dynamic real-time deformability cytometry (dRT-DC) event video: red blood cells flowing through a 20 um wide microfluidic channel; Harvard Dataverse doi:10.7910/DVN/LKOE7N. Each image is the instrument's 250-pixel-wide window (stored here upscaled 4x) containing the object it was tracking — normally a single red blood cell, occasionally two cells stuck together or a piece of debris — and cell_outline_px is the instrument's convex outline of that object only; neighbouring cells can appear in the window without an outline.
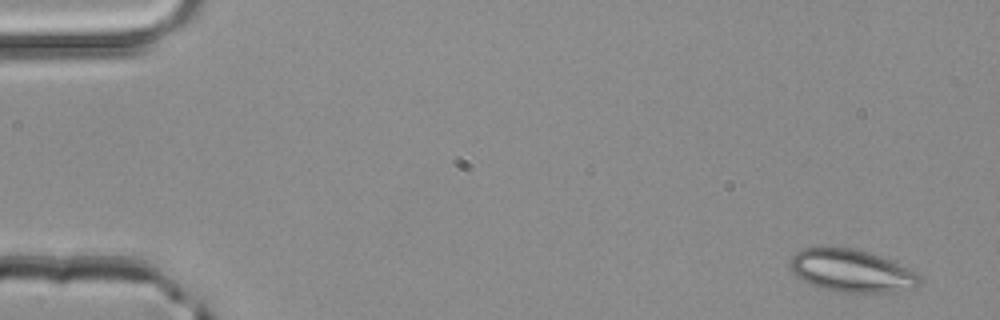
{"species": "common noctule bat (a hibernating species)", "species_latin": "Nyctalus noctula", "temperature_condition": "room temperature", "stored_images_in_passage": 4, "camera_frame_rate_fps": 3000, "um_per_image_px": 0.085, "animal": {"sex": "male", "body_mass_g": 20.4}, "frame": {"image": 1, "passage_image": 1, "time_ms": 0.0, "image_size_px": [1000, 320], "cell_outline_px": [[924, 276], [920, 284], [916, 288], [896, 292], [840, 292], [820, 288], [800, 280], [792, 272], [788, 264], [788, 260], [796, 252], [804, 248], [828, 244], [852, 248], [868, 252], [880, 256], [916, 272]], "centroid_in_image_um": [72.34, 22.99], "position_along_channel_um": 12.7, "area_um2": 33.06}}